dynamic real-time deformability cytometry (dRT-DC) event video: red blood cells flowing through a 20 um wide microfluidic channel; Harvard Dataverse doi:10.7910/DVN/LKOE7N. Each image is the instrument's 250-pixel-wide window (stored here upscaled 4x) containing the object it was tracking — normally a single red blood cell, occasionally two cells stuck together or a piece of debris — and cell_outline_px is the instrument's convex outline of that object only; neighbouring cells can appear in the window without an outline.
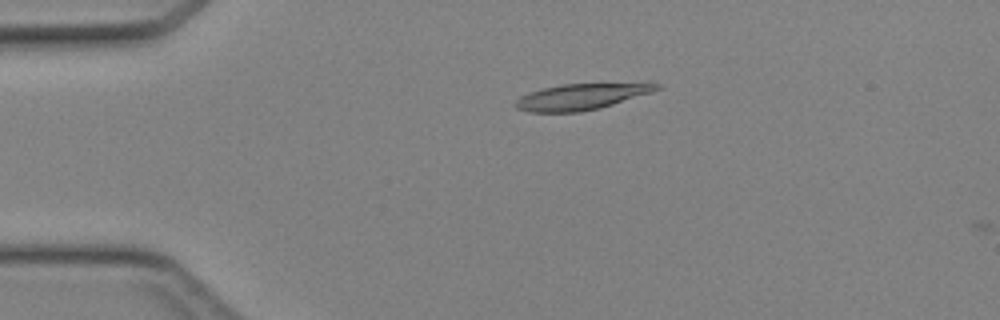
{"species": "Egyptian fruit bat (a non-hibernating species)", "species_latin": "Rousettus aegyptiacus", "temperature_condition": "cold", "stored_images_in_passage": 11, "camera_frame_rate_fps": 3000, "um_per_image_px": 0.085, "animal": {"sex": "female"}, "frame": {"image": 1, "passage_image": 10, "time_ms": 3.0, "image_size_px": [1000, 320], "cell_outline_px": [[660, 88], [652, 92], [600, 108], [580, 112], [528, 112], [516, 108], [512, 104], [520, 96], [544, 88], [560, 84], [660, 84]], "centroid_in_image_um": [49.31, 8.24], "position_along_channel_um": 35.7, "area_um2": 20.98}}